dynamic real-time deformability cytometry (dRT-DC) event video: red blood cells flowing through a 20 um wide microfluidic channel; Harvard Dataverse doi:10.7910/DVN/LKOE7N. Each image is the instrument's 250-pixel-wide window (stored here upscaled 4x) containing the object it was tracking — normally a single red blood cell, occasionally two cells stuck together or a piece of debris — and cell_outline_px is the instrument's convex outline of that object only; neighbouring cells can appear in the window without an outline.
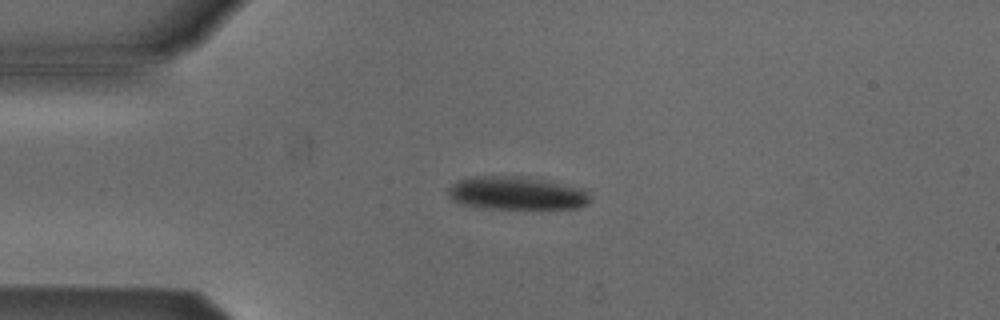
{"species": "Egyptian fruit bat (a non-hibernating species)", "species_latin": "Rousettus aegyptiacus", "temperature_condition": "cold", "stored_images_in_passage": 4, "camera_frame_rate_fps": 3000, "um_per_image_px": 0.085, "animal": {"sex": "male"}, "frame": {"image": 1, "passage_image": 3, "time_ms": 2.667, "image_size_px": [1000, 320], "cell_outline_px": [[592, 200], [588, 204], [580, 208], [480, 208], [460, 204], [452, 200], [448, 196], [448, 188], [452, 184], [460, 180], [476, 176], [528, 176], [588, 188], [592, 196]], "centroid_in_image_um": [44.01, 16.41], "position_along_channel_um": 41.0, "area_um2": 28.15}}